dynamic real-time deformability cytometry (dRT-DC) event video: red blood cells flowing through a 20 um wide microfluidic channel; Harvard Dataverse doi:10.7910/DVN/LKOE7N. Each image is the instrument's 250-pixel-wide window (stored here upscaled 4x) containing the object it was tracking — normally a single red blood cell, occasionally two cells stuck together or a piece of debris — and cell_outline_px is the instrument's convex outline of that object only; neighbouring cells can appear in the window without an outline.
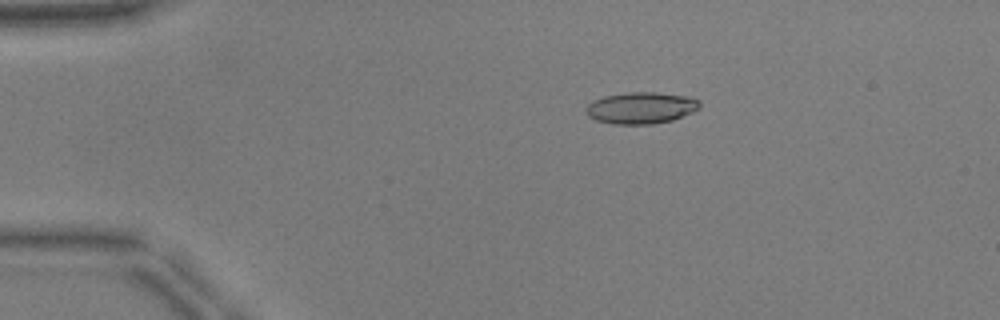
{"species": "common noctule bat (a hibernating species)", "species_latin": "Nyctalus noctula", "temperature_condition": "warm", "stored_images_in_passage": 51, "camera_frame_rate_fps": 3000, "um_per_image_px": 0.085, "animal": {"sex": "male", "body_mass_g": 17.9, "forearm_length_mm": 54.2}, "frame": {"image": 1, "passage_image": 10, "time_ms": 3.0, "image_size_px": [1000, 320], "cell_outline_px": [[700, 108], [692, 112], [672, 120], [652, 124], [612, 124], [596, 120], [588, 116], [584, 108], [588, 104], [604, 96], [624, 92], [656, 92], [692, 96], [700, 100]], "centroid_in_image_um": [54.51, 9.16], "position_along_channel_um": 30.5, "area_um2": 21.15}}
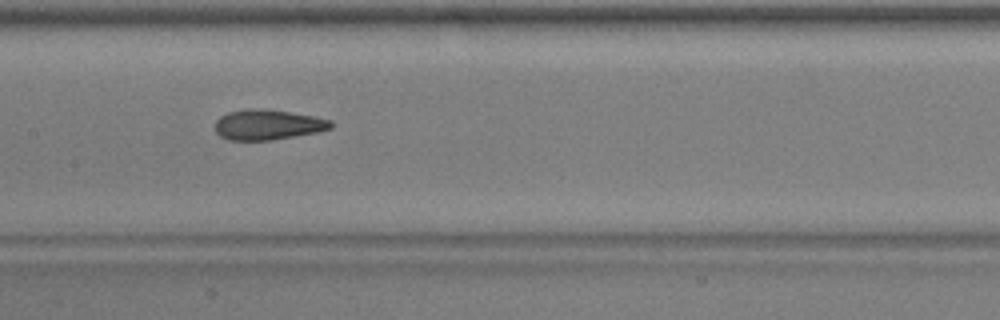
{"frame": {"image": 2, "passage_image": 26, "time_ms": 8.333, "image_size_px": [1000, 320], "cell_outline_px": [[332, 128], [316, 132], [296, 136], [272, 140], [228, 140], [220, 136], [216, 132], [216, 120], [220, 116], [228, 112], [244, 108], [260, 108], [288, 112], [312, 116], [332, 120]], "centroid_in_image_um": [22.73, 10.6], "position_along_channel_um": 184.7, "area_um2": 20.4}}
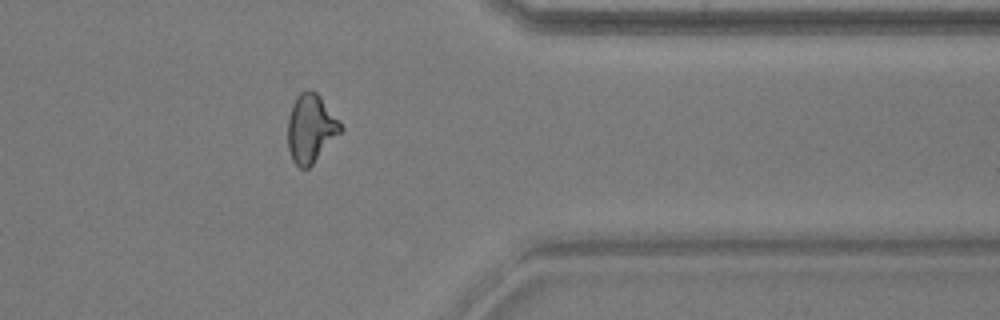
{"frame": {"image": 3, "passage_image": 42, "time_ms": 13.667, "image_size_px": [1000, 320], "cell_outline_px": [[344, 128], [312, 164], [308, 168], [300, 168], [292, 160], [288, 148], [288, 116], [292, 104], [296, 96], [300, 92], [308, 88], [316, 92], [320, 96]], "centroid_in_image_um": [26.39, 10.89], "position_along_channel_um": 385.0, "area_um2": 20.87}, "authors_computed_cell_mechanics": {"area_um2": 20.8658, "velocity_mm_per_s": 3.9587, "shape_relaxation_time_tau1_ms": 6.2296, "shape_relaxation_time_tau2_ms": 1.7833, "deformation_change_tau1": 0.1738, "deformation_change_tau2": 0.0941}}